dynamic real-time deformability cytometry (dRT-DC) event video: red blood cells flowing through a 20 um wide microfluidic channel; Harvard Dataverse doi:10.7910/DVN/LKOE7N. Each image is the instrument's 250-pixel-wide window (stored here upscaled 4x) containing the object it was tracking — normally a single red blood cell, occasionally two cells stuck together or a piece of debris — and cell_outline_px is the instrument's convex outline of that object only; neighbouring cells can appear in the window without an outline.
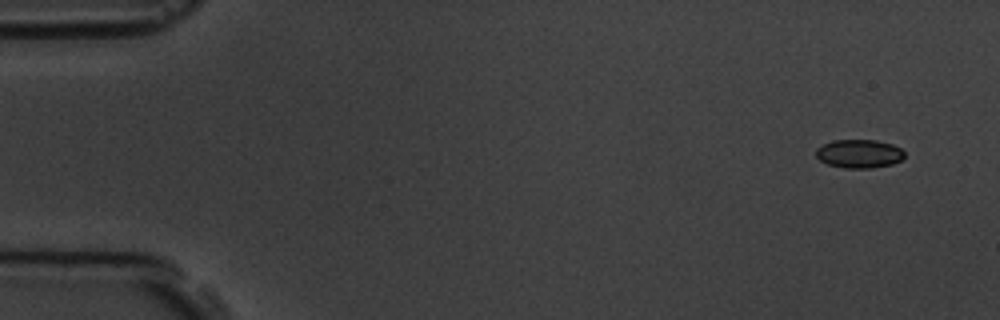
{"species": "common noctule bat (a hibernating species)", "species_latin": "Nyctalus noctula", "temperature_condition": "room temperature", "stored_images_in_passage": 5, "camera_frame_rate_fps": 3000, "um_per_image_px": 0.085, "animal": {"sex": "male", "body_mass_g": 19.5, "forearm_length_mm": 54.6}, "frame": {"image": 1, "passage_image": 1, "time_ms": 0.0, "image_size_px": [1000, 320], "cell_outline_px": [[904, 156], [900, 160], [892, 164], [872, 168], [844, 168], [828, 164], [820, 160], [816, 156], [816, 148], [832, 140], [876, 140], [892, 144], [900, 148], [904, 152]], "centroid_in_image_um": [73.02, 13.06], "position_along_channel_um": 12.0, "area_um2": 14.68}}